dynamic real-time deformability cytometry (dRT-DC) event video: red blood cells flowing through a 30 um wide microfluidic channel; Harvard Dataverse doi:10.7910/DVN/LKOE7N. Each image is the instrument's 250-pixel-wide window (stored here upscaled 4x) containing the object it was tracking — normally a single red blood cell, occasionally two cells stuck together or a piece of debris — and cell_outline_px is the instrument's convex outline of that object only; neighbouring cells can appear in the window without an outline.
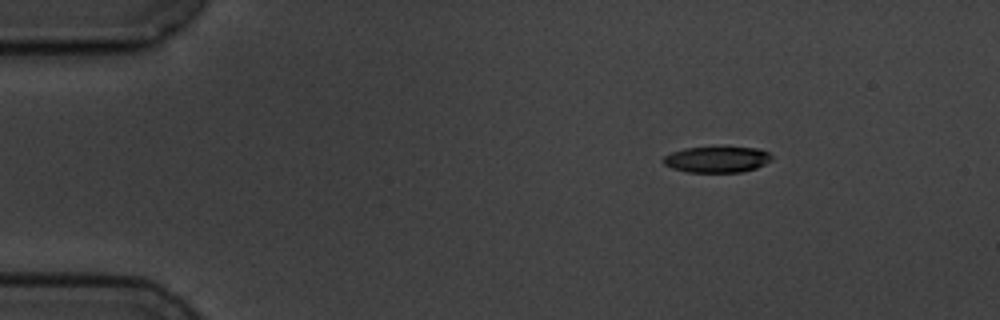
{"species": "common noctule bat (a hibernating species)", "species_latin": "Nyctalus noctula", "temperature_condition": "cold", "stored_images_in_passage": 3, "camera_frame_rate_fps": 3000, "um_per_image_px": 0.085, "animal": {"sex": "male", "body_mass_g": 19.5, "forearm_length_mm": 54.6}, "frame": {"image": 1, "passage_image": 1, "time_ms": 0.0, "image_size_px": [1000, 320], "cell_outline_px": [[772, 160], [756, 168], [740, 172], [688, 172], [672, 168], [664, 164], [664, 156], [672, 152], [684, 148], [756, 148], [768, 152], [772, 156]], "centroid_in_image_um": [60.94, 13.56], "position_along_channel_um": 24.1, "area_um2": 16.13}}